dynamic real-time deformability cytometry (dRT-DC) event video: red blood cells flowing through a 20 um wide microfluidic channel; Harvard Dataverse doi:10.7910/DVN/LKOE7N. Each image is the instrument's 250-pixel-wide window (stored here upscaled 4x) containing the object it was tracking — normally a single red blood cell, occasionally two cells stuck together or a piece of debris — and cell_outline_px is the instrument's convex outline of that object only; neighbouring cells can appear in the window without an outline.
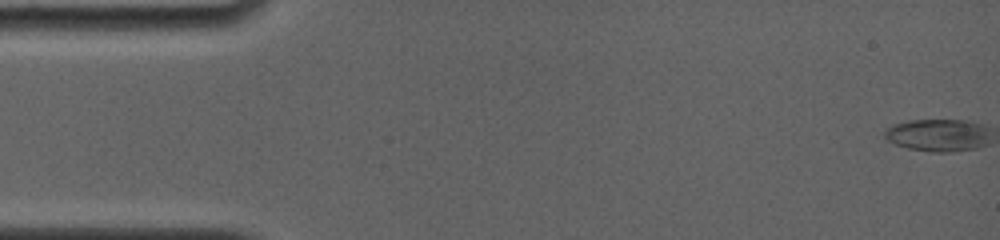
{"species": "common noctule bat (a hibernating species)", "species_latin": "Nyctalus noctula", "temperature_condition": "room temperature", "stored_images_in_passage": 66, "camera_frame_rate_fps": 4000, "um_per_image_px": 0.085, "animal": {"sex": "female", "body_mass_g": 19.0, "forearm_length_mm": 56.7}, "frame": {"image": 1, "passage_image": 1, "time_ms": 0.0, "image_size_px": [1000, 240], "cell_outline_px": [[980, 136], [968, 148], [908, 148], [896, 144], [888, 140], [884, 132], [888, 128], [896, 124], [916, 120], [956, 120], [972, 124], [976, 128]], "centroid_in_image_um": [79.31, 11.41], "position_along_channel_um": 5.7, "area_um2": 16.36}}
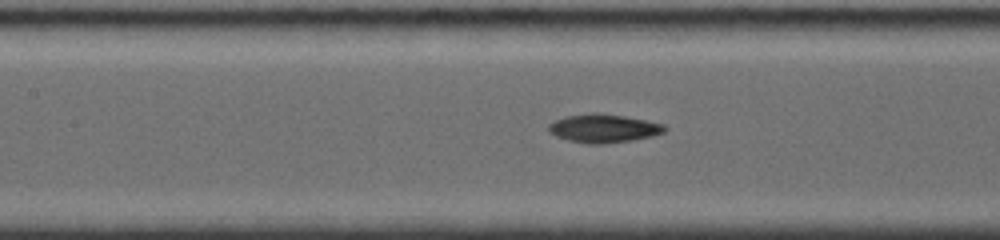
{"frame": {"image": 2, "passage_image": 30, "time_ms": 7.25, "image_size_px": [1000, 240], "cell_outline_px": [[668, 128], [664, 132], [652, 136], [632, 140], [604, 144], [588, 144], [568, 140], [556, 136], [548, 132], [548, 124], [564, 116], [592, 112], [596, 112], [624, 116], [664, 124]], "centroid_in_image_um": [51.28, 10.91], "position_along_channel_um": 156.1, "area_um2": 19.36}}
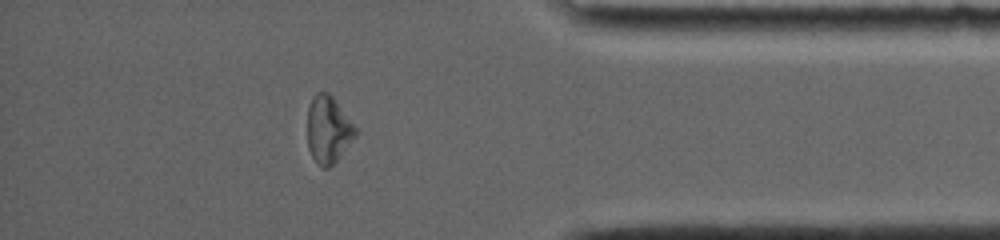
{"frame": {"image": 3, "passage_image": 57, "time_ms": 14.0, "image_size_px": [1000, 240], "cell_outline_px": [[356, 136], [336, 160], [328, 168], [324, 168], [316, 164], [308, 148], [308, 108], [312, 96], [316, 92], [328, 92], [332, 96], [356, 128]], "centroid_in_image_um": [27.87, 11.01], "position_along_channel_um": 407.3, "area_um2": 18.55}, "authors_computed_cell_mechanics": {"area_um2": 19.0162, "velocity_mm_per_s": 3.9267, "shape_relaxation_time_tau1_ms": 4.5633, "shape_relaxation_time_tau2_ms": 5.0099, "deformation_change_tau1": 0.1663, "deformation_change_tau2": 0.1237}}